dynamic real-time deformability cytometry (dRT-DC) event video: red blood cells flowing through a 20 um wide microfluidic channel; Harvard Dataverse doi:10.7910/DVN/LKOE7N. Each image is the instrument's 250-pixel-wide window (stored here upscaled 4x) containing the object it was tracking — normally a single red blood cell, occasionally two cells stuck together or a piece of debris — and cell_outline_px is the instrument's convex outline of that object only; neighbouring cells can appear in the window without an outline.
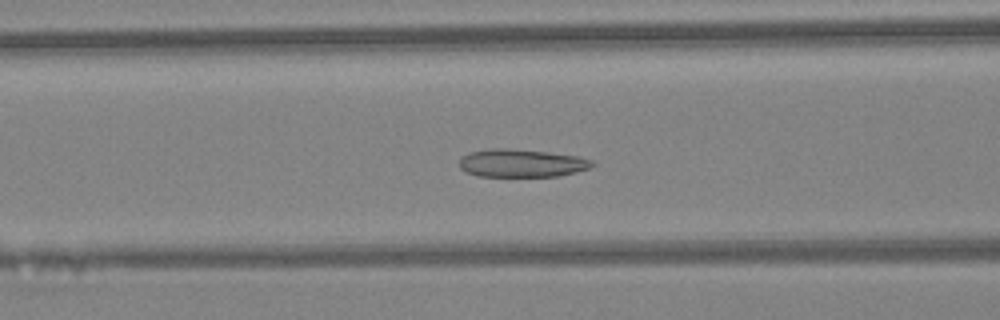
{"species": "Egyptian fruit bat (a non-hibernating species)", "species_latin": "Rousettus aegyptiacus", "temperature_condition": "warm", "stored_images_in_passage": 45, "camera_frame_rate_fps": 3000, "um_per_image_px": 0.085, "animal": {"sex": "female"}, "frame": {"image": 1, "passage_image": 18, "time_ms": 5.667, "image_size_px": [1000, 320], "cell_outline_px": [[596, 164], [592, 168], [560, 176], [476, 176], [464, 172], [460, 168], [460, 156], [468, 152], [492, 148], [508, 148], [548, 152], [580, 156], [592, 160]], "centroid_in_image_um": [44.34, 13.86], "position_along_channel_um": 122.3, "area_um2": 22.02}}
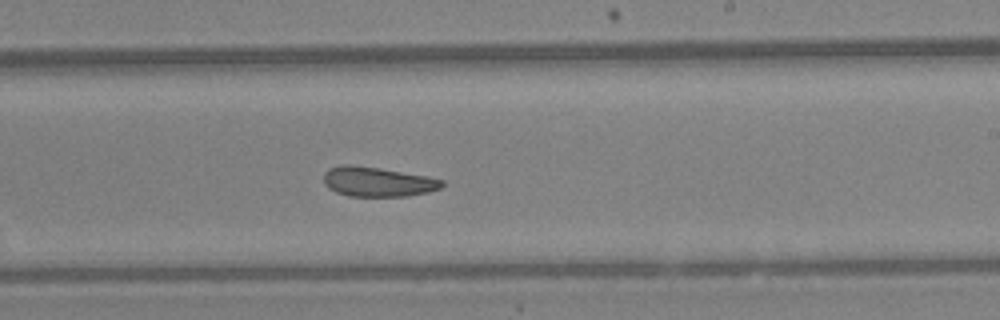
{"frame": {"image": 2, "passage_image": 27, "time_ms": 8.667, "image_size_px": [1000, 320], "cell_outline_px": [[444, 184], [440, 188], [428, 192], [408, 196], [348, 196], [336, 192], [328, 188], [324, 184], [324, 172], [328, 168], [344, 164], [348, 164], [380, 168], [428, 176], [444, 180]], "centroid_in_image_um": [32.09, 15.44], "position_along_channel_um": 256.9, "area_um2": 20.58}}
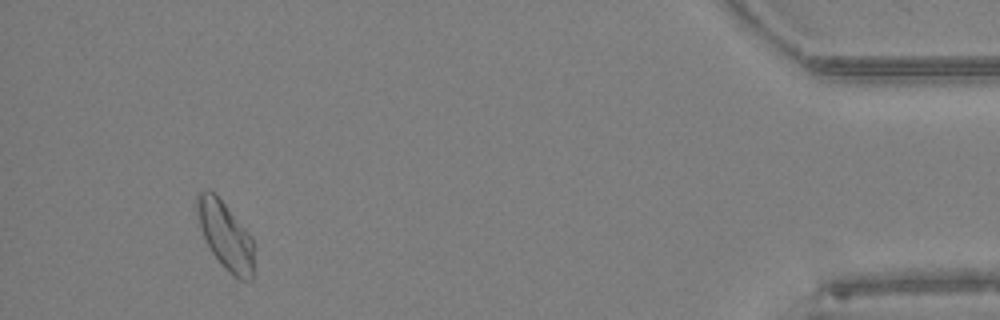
{"frame": {"image": 3, "passage_image": 42, "time_ms": 13.667, "image_size_px": [1000, 320], "cell_outline_px": [[252, 280], [240, 280], [232, 276], [224, 268], [212, 252], [200, 228], [196, 208], [196, 196], [200, 192], [212, 192], [224, 204], [252, 236]], "centroid_in_image_um": [19.16, 20.06], "position_along_channel_um": 416.0, "area_um2": 21.79}, "authors_computed_cell_mechanics": {"area_um2": 22.3108, "velocity_mm_per_s": 4.509, "shape_relaxation_time_tau1_ms": null, "shape_relaxation_time_tau2_ms": 1.773, "deformation_change_tau1": null, "deformation_change_tau2": 0.0792}}